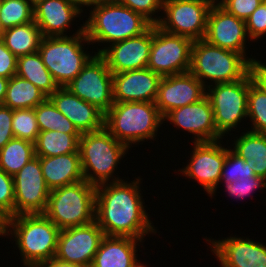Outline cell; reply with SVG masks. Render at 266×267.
<instances>
[{
  "mask_svg": "<svg viewBox=\"0 0 266 267\" xmlns=\"http://www.w3.org/2000/svg\"><path fill=\"white\" fill-rule=\"evenodd\" d=\"M162 123L155 102H114L104 118V127L128 148L132 143L154 139Z\"/></svg>",
  "mask_w": 266,
  "mask_h": 267,
  "instance_id": "obj_3",
  "label": "cell"
},
{
  "mask_svg": "<svg viewBox=\"0 0 266 267\" xmlns=\"http://www.w3.org/2000/svg\"><path fill=\"white\" fill-rule=\"evenodd\" d=\"M81 12L69 0H42L34 5V22L43 37H60Z\"/></svg>",
  "mask_w": 266,
  "mask_h": 267,
  "instance_id": "obj_23",
  "label": "cell"
},
{
  "mask_svg": "<svg viewBox=\"0 0 266 267\" xmlns=\"http://www.w3.org/2000/svg\"><path fill=\"white\" fill-rule=\"evenodd\" d=\"M48 98L80 133L104 128L105 113L97 106L80 99L66 87H58Z\"/></svg>",
  "mask_w": 266,
  "mask_h": 267,
  "instance_id": "obj_21",
  "label": "cell"
},
{
  "mask_svg": "<svg viewBox=\"0 0 266 267\" xmlns=\"http://www.w3.org/2000/svg\"><path fill=\"white\" fill-rule=\"evenodd\" d=\"M104 232L93 222L60 230L55 258L80 267H91Z\"/></svg>",
  "mask_w": 266,
  "mask_h": 267,
  "instance_id": "obj_13",
  "label": "cell"
},
{
  "mask_svg": "<svg viewBox=\"0 0 266 267\" xmlns=\"http://www.w3.org/2000/svg\"><path fill=\"white\" fill-rule=\"evenodd\" d=\"M33 6L36 5L39 1L42 0H28Z\"/></svg>",
  "mask_w": 266,
  "mask_h": 267,
  "instance_id": "obj_50",
  "label": "cell"
},
{
  "mask_svg": "<svg viewBox=\"0 0 266 267\" xmlns=\"http://www.w3.org/2000/svg\"><path fill=\"white\" fill-rule=\"evenodd\" d=\"M171 121L175 127H181L195 135L194 142H212L222 139L214 123V114L207 96L198 102L175 108L168 112L165 120Z\"/></svg>",
  "mask_w": 266,
  "mask_h": 267,
  "instance_id": "obj_19",
  "label": "cell"
},
{
  "mask_svg": "<svg viewBox=\"0 0 266 267\" xmlns=\"http://www.w3.org/2000/svg\"><path fill=\"white\" fill-rule=\"evenodd\" d=\"M140 179L127 183L114 178L96 186L95 221L106 236H127L142 240L155 231L143 207Z\"/></svg>",
  "mask_w": 266,
  "mask_h": 267,
  "instance_id": "obj_1",
  "label": "cell"
},
{
  "mask_svg": "<svg viewBox=\"0 0 266 267\" xmlns=\"http://www.w3.org/2000/svg\"><path fill=\"white\" fill-rule=\"evenodd\" d=\"M35 116L40 131H59L66 134H81L73 123L63 115L47 97L35 108Z\"/></svg>",
  "mask_w": 266,
  "mask_h": 267,
  "instance_id": "obj_32",
  "label": "cell"
},
{
  "mask_svg": "<svg viewBox=\"0 0 266 267\" xmlns=\"http://www.w3.org/2000/svg\"><path fill=\"white\" fill-rule=\"evenodd\" d=\"M35 156V143L13 138L0 150V168L14 176Z\"/></svg>",
  "mask_w": 266,
  "mask_h": 267,
  "instance_id": "obj_31",
  "label": "cell"
},
{
  "mask_svg": "<svg viewBox=\"0 0 266 267\" xmlns=\"http://www.w3.org/2000/svg\"><path fill=\"white\" fill-rule=\"evenodd\" d=\"M65 87L104 113L114 104L113 74L100 54L95 53L81 72Z\"/></svg>",
  "mask_w": 266,
  "mask_h": 267,
  "instance_id": "obj_12",
  "label": "cell"
},
{
  "mask_svg": "<svg viewBox=\"0 0 266 267\" xmlns=\"http://www.w3.org/2000/svg\"><path fill=\"white\" fill-rule=\"evenodd\" d=\"M192 158L187 166L180 170L185 176L197 180L210 196L216 192L220 182L226 149L219 141L194 142Z\"/></svg>",
  "mask_w": 266,
  "mask_h": 267,
  "instance_id": "obj_16",
  "label": "cell"
},
{
  "mask_svg": "<svg viewBox=\"0 0 266 267\" xmlns=\"http://www.w3.org/2000/svg\"><path fill=\"white\" fill-rule=\"evenodd\" d=\"M245 22L250 39L257 40L266 34V0L261 2L259 7L256 8Z\"/></svg>",
  "mask_w": 266,
  "mask_h": 267,
  "instance_id": "obj_41",
  "label": "cell"
},
{
  "mask_svg": "<svg viewBox=\"0 0 266 267\" xmlns=\"http://www.w3.org/2000/svg\"><path fill=\"white\" fill-rule=\"evenodd\" d=\"M14 181V216L19 214L44 213L50 189L42 174L40 159L32 158L18 173Z\"/></svg>",
  "mask_w": 266,
  "mask_h": 267,
  "instance_id": "obj_14",
  "label": "cell"
},
{
  "mask_svg": "<svg viewBox=\"0 0 266 267\" xmlns=\"http://www.w3.org/2000/svg\"><path fill=\"white\" fill-rule=\"evenodd\" d=\"M5 29L2 27L1 21H0V38H3Z\"/></svg>",
  "mask_w": 266,
  "mask_h": 267,
  "instance_id": "obj_49",
  "label": "cell"
},
{
  "mask_svg": "<svg viewBox=\"0 0 266 267\" xmlns=\"http://www.w3.org/2000/svg\"><path fill=\"white\" fill-rule=\"evenodd\" d=\"M16 75L33 83L47 97L59 87L44 65L38 51L18 57Z\"/></svg>",
  "mask_w": 266,
  "mask_h": 267,
  "instance_id": "obj_28",
  "label": "cell"
},
{
  "mask_svg": "<svg viewBox=\"0 0 266 267\" xmlns=\"http://www.w3.org/2000/svg\"><path fill=\"white\" fill-rule=\"evenodd\" d=\"M8 232L15 235L24 265L41 264L55 256L60 229L43 213L8 218L5 234Z\"/></svg>",
  "mask_w": 266,
  "mask_h": 267,
  "instance_id": "obj_2",
  "label": "cell"
},
{
  "mask_svg": "<svg viewBox=\"0 0 266 267\" xmlns=\"http://www.w3.org/2000/svg\"><path fill=\"white\" fill-rule=\"evenodd\" d=\"M96 186L81 180L50 191L43 213L60 230L95 220Z\"/></svg>",
  "mask_w": 266,
  "mask_h": 267,
  "instance_id": "obj_6",
  "label": "cell"
},
{
  "mask_svg": "<svg viewBox=\"0 0 266 267\" xmlns=\"http://www.w3.org/2000/svg\"><path fill=\"white\" fill-rule=\"evenodd\" d=\"M234 144L233 151L250 165L254 174L266 179V134L247 131Z\"/></svg>",
  "mask_w": 266,
  "mask_h": 267,
  "instance_id": "obj_26",
  "label": "cell"
},
{
  "mask_svg": "<svg viewBox=\"0 0 266 267\" xmlns=\"http://www.w3.org/2000/svg\"><path fill=\"white\" fill-rule=\"evenodd\" d=\"M41 267H80L75 264H70L68 262H63L61 260L56 259L53 257L52 259L43 261L41 264H39Z\"/></svg>",
  "mask_w": 266,
  "mask_h": 267,
  "instance_id": "obj_46",
  "label": "cell"
},
{
  "mask_svg": "<svg viewBox=\"0 0 266 267\" xmlns=\"http://www.w3.org/2000/svg\"><path fill=\"white\" fill-rule=\"evenodd\" d=\"M39 159L43 177L50 190L84 180L80 152Z\"/></svg>",
  "mask_w": 266,
  "mask_h": 267,
  "instance_id": "obj_25",
  "label": "cell"
},
{
  "mask_svg": "<svg viewBox=\"0 0 266 267\" xmlns=\"http://www.w3.org/2000/svg\"><path fill=\"white\" fill-rule=\"evenodd\" d=\"M81 42L90 43L84 26L70 37H43L41 40L38 52L59 87L68 85L92 57L84 52Z\"/></svg>",
  "mask_w": 266,
  "mask_h": 267,
  "instance_id": "obj_8",
  "label": "cell"
},
{
  "mask_svg": "<svg viewBox=\"0 0 266 267\" xmlns=\"http://www.w3.org/2000/svg\"><path fill=\"white\" fill-rule=\"evenodd\" d=\"M218 0H163L160 29L195 40L204 39L209 11Z\"/></svg>",
  "mask_w": 266,
  "mask_h": 267,
  "instance_id": "obj_10",
  "label": "cell"
},
{
  "mask_svg": "<svg viewBox=\"0 0 266 267\" xmlns=\"http://www.w3.org/2000/svg\"><path fill=\"white\" fill-rule=\"evenodd\" d=\"M42 38L40 29L32 21L6 29L2 39L6 48L18 58L37 52Z\"/></svg>",
  "mask_w": 266,
  "mask_h": 267,
  "instance_id": "obj_27",
  "label": "cell"
},
{
  "mask_svg": "<svg viewBox=\"0 0 266 267\" xmlns=\"http://www.w3.org/2000/svg\"><path fill=\"white\" fill-rule=\"evenodd\" d=\"M14 181L13 176L0 168V215L7 220L14 216Z\"/></svg>",
  "mask_w": 266,
  "mask_h": 267,
  "instance_id": "obj_37",
  "label": "cell"
},
{
  "mask_svg": "<svg viewBox=\"0 0 266 267\" xmlns=\"http://www.w3.org/2000/svg\"><path fill=\"white\" fill-rule=\"evenodd\" d=\"M247 116L253 122L250 131L266 134V92L254 81L251 72Z\"/></svg>",
  "mask_w": 266,
  "mask_h": 267,
  "instance_id": "obj_34",
  "label": "cell"
},
{
  "mask_svg": "<svg viewBox=\"0 0 266 267\" xmlns=\"http://www.w3.org/2000/svg\"><path fill=\"white\" fill-rule=\"evenodd\" d=\"M263 0H220L218 3L230 14L246 21Z\"/></svg>",
  "mask_w": 266,
  "mask_h": 267,
  "instance_id": "obj_40",
  "label": "cell"
},
{
  "mask_svg": "<svg viewBox=\"0 0 266 267\" xmlns=\"http://www.w3.org/2000/svg\"><path fill=\"white\" fill-rule=\"evenodd\" d=\"M138 240L127 236H104L94 256L91 267H137Z\"/></svg>",
  "mask_w": 266,
  "mask_h": 267,
  "instance_id": "obj_24",
  "label": "cell"
},
{
  "mask_svg": "<svg viewBox=\"0 0 266 267\" xmlns=\"http://www.w3.org/2000/svg\"><path fill=\"white\" fill-rule=\"evenodd\" d=\"M83 25L90 43L113 44L141 35L152 24L141 14L114 0L94 7Z\"/></svg>",
  "mask_w": 266,
  "mask_h": 267,
  "instance_id": "obj_4",
  "label": "cell"
},
{
  "mask_svg": "<svg viewBox=\"0 0 266 267\" xmlns=\"http://www.w3.org/2000/svg\"><path fill=\"white\" fill-rule=\"evenodd\" d=\"M128 149L105 127L98 131L81 133L79 152L84 180L94 186L108 183L113 178L116 165Z\"/></svg>",
  "mask_w": 266,
  "mask_h": 267,
  "instance_id": "obj_7",
  "label": "cell"
},
{
  "mask_svg": "<svg viewBox=\"0 0 266 267\" xmlns=\"http://www.w3.org/2000/svg\"><path fill=\"white\" fill-rule=\"evenodd\" d=\"M137 267H145V266L139 263Z\"/></svg>",
  "mask_w": 266,
  "mask_h": 267,
  "instance_id": "obj_52",
  "label": "cell"
},
{
  "mask_svg": "<svg viewBox=\"0 0 266 267\" xmlns=\"http://www.w3.org/2000/svg\"><path fill=\"white\" fill-rule=\"evenodd\" d=\"M250 72L254 81L266 92V65L255 60L250 65Z\"/></svg>",
  "mask_w": 266,
  "mask_h": 267,
  "instance_id": "obj_44",
  "label": "cell"
},
{
  "mask_svg": "<svg viewBox=\"0 0 266 267\" xmlns=\"http://www.w3.org/2000/svg\"><path fill=\"white\" fill-rule=\"evenodd\" d=\"M0 21L6 30L34 21V6L28 0H0Z\"/></svg>",
  "mask_w": 266,
  "mask_h": 267,
  "instance_id": "obj_33",
  "label": "cell"
},
{
  "mask_svg": "<svg viewBox=\"0 0 266 267\" xmlns=\"http://www.w3.org/2000/svg\"><path fill=\"white\" fill-rule=\"evenodd\" d=\"M47 96L33 83L15 75L9 79L4 106L12 110L35 108Z\"/></svg>",
  "mask_w": 266,
  "mask_h": 267,
  "instance_id": "obj_29",
  "label": "cell"
},
{
  "mask_svg": "<svg viewBox=\"0 0 266 267\" xmlns=\"http://www.w3.org/2000/svg\"><path fill=\"white\" fill-rule=\"evenodd\" d=\"M69 1L72 5L76 6L79 10L83 11L82 9H80L83 5L96 7L114 0H69Z\"/></svg>",
  "mask_w": 266,
  "mask_h": 267,
  "instance_id": "obj_45",
  "label": "cell"
},
{
  "mask_svg": "<svg viewBox=\"0 0 266 267\" xmlns=\"http://www.w3.org/2000/svg\"><path fill=\"white\" fill-rule=\"evenodd\" d=\"M231 197L240 199L250 194L254 189L266 188V179L255 175L252 178H245L233 181L225 185Z\"/></svg>",
  "mask_w": 266,
  "mask_h": 267,
  "instance_id": "obj_39",
  "label": "cell"
},
{
  "mask_svg": "<svg viewBox=\"0 0 266 267\" xmlns=\"http://www.w3.org/2000/svg\"><path fill=\"white\" fill-rule=\"evenodd\" d=\"M193 40L153 25V39L147 68L163 76L189 72Z\"/></svg>",
  "mask_w": 266,
  "mask_h": 267,
  "instance_id": "obj_11",
  "label": "cell"
},
{
  "mask_svg": "<svg viewBox=\"0 0 266 267\" xmlns=\"http://www.w3.org/2000/svg\"><path fill=\"white\" fill-rule=\"evenodd\" d=\"M253 61L255 59H246L240 53L212 45L204 39L195 40L189 72L207 88L204 80L219 84L243 79L250 72Z\"/></svg>",
  "mask_w": 266,
  "mask_h": 267,
  "instance_id": "obj_5",
  "label": "cell"
},
{
  "mask_svg": "<svg viewBox=\"0 0 266 267\" xmlns=\"http://www.w3.org/2000/svg\"><path fill=\"white\" fill-rule=\"evenodd\" d=\"M5 230H6V220L0 219V235L1 236H4V235L6 236Z\"/></svg>",
  "mask_w": 266,
  "mask_h": 267,
  "instance_id": "obj_48",
  "label": "cell"
},
{
  "mask_svg": "<svg viewBox=\"0 0 266 267\" xmlns=\"http://www.w3.org/2000/svg\"><path fill=\"white\" fill-rule=\"evenodd\" d=\"M13 110L0 105V150L14 138L12 131Z\"/></svg>",
  "mask_w": 266,
  "mask_h": 267,
  "instance_id": "obj_43",
  "label": "cell"
},
{
  "mask_svg": "<svg viewBox=\"0 0 266 267\" xmlns=\"http://www.w3.org/2000/svg\"><path fill=\"white\" fill-rule=\"evenodd\" d=\"M8 82L9 79L0 77V105L3 104V101L5 99Z\"/></svg>",
  "mask_w": 266,
  "mask_h": 267,
  "instance_id": "obj_47",
  "label": "cell"
},
{
  "mask_svg": "<svg viewBox=\"0 0 266 267\" xmlns=\"http://www.w3.org/2000/svg\"><path fill=\"white\" fill-rule=\"evenodd\" d=\"M124 6L130 8L132 11L141 14L152 25H156L160 17H152L154 13L158 12L163 7V0H118Z\"/></svg>",
  "mask_w": 266,
  "mask_h": 267,
  "instance_id": "obj_38",
  "label": "cell"
},
{
  "mask_svg": "<svg viewBox=\"0 0 266 267\" xmlns=\"http://www.w3.org/2000/svg\"><path fill=\"white\" fill-rule=\"evenodd\" d=\"M26 267H41L39 264H36V265H25Z\"/></svg>",
  "mask_w": 266,
  "mask_h": 267,
  "instance_id": "obj_51",
  "label": "cell"
},
{
  "mask_svg": "<svg viewBox=\"0 0 266 267\" xmlns=\"http://www.w3.org/2000/svg\"><path fill=\"white\" fill-rule=\"evenodd\" d=\"M81 134H66L59 131H40L35 142V155L51 157L79 152Z\"/></svg>",
  "mask_w": 266,
  "mask_h": 267,
  "instance_id": "obj_30",
  "label": "cell"
},
{
  "mask_svg": "<svg viewBox=\"0 0 266 267\" xmlns=\"http://www.w3.org/2000/svg\"><path fill=\"white\" fill-rule=\"evenodd\" d=\"M246 22L227 12L218 3L213 4L207 20L204 40L220 48L245 53Z\"/></svg>",
  "mask_w": 266,
  "mask_h": 267,
  "instance_id": "obj_17",
  "label": "cell"
},
{
  "mask_svg": "<svg viewBox=\"0 0 266 267\" xmlns=\"http://www.w3.org/2000/svg\"><path fill=\"white\" fill-rule=\"evenodd\" d=\"M18 58L11 53L0 38V77L10 79L16 75Z\"/></svg>",
  "mask_w": 266,
  "mask_h": 267,
  "instance_id": "obj_42",
  "label": "cell"
},
{
  "mask_svg": "<svg viewBox=\"0 0 266 267\" xmlns=\"http://www.w3.org/2000/svg\"><path fill=\"white\" fill-rule=\"evenodd\" d=\"M210 243L221 267H266V245L237 237Z\"/></svg>",
  "mask_w": 266,
  "mask_h": 267,
  "instance_id": "obj_22",
  "label": "cell"
},
{
  "mask_svg": "<svg viewBox=\"0 0 266 267\" xmlns=\"http://www.w3.org/2000/svg\"><path fill=\"white\" fill-rule=\"evenodd\" d=\"M161 78L149 68L113 74L114 102H156Z\"/></svg>",
  "mask_w": 266,
  "mask_h": 267,
  "instance_id": "obj_20",
  "label": "cell"
},
{
  "mask_svg": "<svg viewBox=\"0 0 266 267\" xmlns=\"http://www.w3.org/2000/svg\"><path fill=\"white\" fill-rule=\"evenodd\" d=\"M207 86L206 92L214 114V123L217 132L224 136L238 122L247 116L248 92L250 86V72L243 78L234 82L219 83Z\"/></svg>",
  "mask_w": 266,
  "mask_h": 267,
  "instance_id": "obj_9",
  "label": "cell"
},
{
  "mask_svg": "<svg viewBox=\"0 0 266 267\" xmlns=\"http://www.w3.org/2000/svg\"><path fill=\"white\" fill-rule=\"evenodd\" d=\"M12 131L14 138L36 142L40 130L34 108L13 110Z\"/></svg>",
  "mask_w": 266,
  "mask_h": 267,
  "instance_id": "obj_35",
  "label": "cell"
},
{
  "mask_svg": "<svg viewBox=\"0 0 266 267\" xmlns=\"http://www.w3.org/2000/svg\"><path fill=\"white\" fill-rule=\"evenodd\" d=\"M255 174L253 169L246 163V161L237 155L232 149L226 148V158L221 172V180L225 184L236 180L252 178Z\"/></svg>",
  "mask_w": 266,
  "mask_h": 267,
  "instance_id": "obj_36",
  "label": "cell"
},
{
  "mask_svg": "<svg viewBox=\"0 0 266 267\" xmlns=\"http://www.w3.org/2000/svg\"><path fill=\"white\" fill-rule=\"evenodd\" d=\"M153 39V25L141 35L99 49L112 74L147 68Z\"/></svg>",
  "mask_w": 266,
  "mask_h": 267,
  "instance_id": "obj_15",
  "label": "cell"
},
{
  "mask_svg": "<svg viewBox=\"0 0 266 267\" xmlns=\"http://www.w3.org/2000/svg\"><path fill=\"white\" fill-rule=\"evenodd\" d=\"M206 87L190 72L163 76L156 106L162 117L175 108L198 102L206 96Z\"/></svg>",
  "mask_w": 266,
  "mask_h": 267,
  "instance_id": "obj_18",
  "label": "cell"
}]
</instances>
